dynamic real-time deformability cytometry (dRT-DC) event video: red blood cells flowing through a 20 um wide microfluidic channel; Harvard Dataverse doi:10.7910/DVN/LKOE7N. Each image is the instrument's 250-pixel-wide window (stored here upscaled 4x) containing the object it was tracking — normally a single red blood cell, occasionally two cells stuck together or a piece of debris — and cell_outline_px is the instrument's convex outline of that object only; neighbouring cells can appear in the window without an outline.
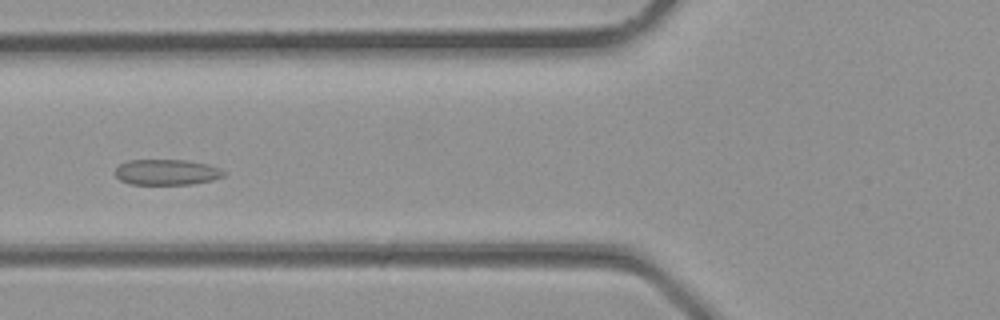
{"species": "common noctule bat (a hibernating species)", "species_latin": "Nyctalus noctula", "temperature_condition": "room temperature", "stored_images_in_passage": 34, "segment_of_instrument_passage": [1, 2], "camera_frame_rate_fps": 3000, "um_per_image_px": 0.085, "animal": {"sex": "male", "body_mass_g": 23.1, "forearm_length_mm": 52.7}, "frame": {"image": 1, "passage_image": 12, "time_ms": 3.667, "image_size_px": [1000, 320], "cell_outline_px": [[224, 176], [212, 180], [192, 184], [132, 184], [120, 180], [116, 176], [116, 168], [120, 164], [128, 160], [184, 160], [208, 164], [220, 168], [224, 172]], "centroid_in_image_um": [14.17, 14.63], "position_along_channel_um": 111.6, "area_um2": 16.13}}
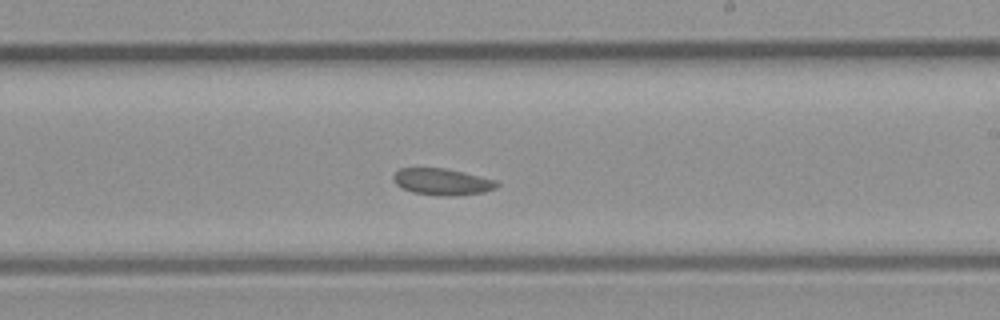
{"frame": {"image": 2, "passage_image": 19, "time_ms": 6.0, "image_size_px": [1000, 320], "cell_outline_px": [[500, 184], [496, 188], [484, 192], [456, 196], [440, 196], [412, 192], [396, 184], [392, 176], [400, 168], [444, 168], [464, 172], [496, 180]], "centroid_in_image_um": [37.61, 15.45], "position_along_channel_um": 251.4, "area_um2": 16.07}}
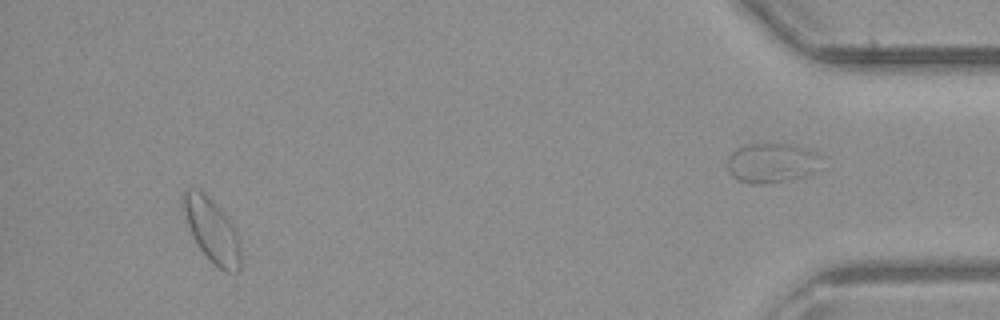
{"frame": {"image": 3, "passage_image": 31, "time_ms": 10.0, "image_size_px": [1000, 320], "cell_outline_px": [[240, 268], [236, 272], [228, 272], [220, 268], [200, 248], [192, 236], [184, 212], [184, 192], [188, 188], [200, 188], [228, 216], [232, 224], [240, 248]], "centroid_in_image_um": [18.02, 19.54], "position_along_channel_um": 417.2, "area_um2": 20.69}}